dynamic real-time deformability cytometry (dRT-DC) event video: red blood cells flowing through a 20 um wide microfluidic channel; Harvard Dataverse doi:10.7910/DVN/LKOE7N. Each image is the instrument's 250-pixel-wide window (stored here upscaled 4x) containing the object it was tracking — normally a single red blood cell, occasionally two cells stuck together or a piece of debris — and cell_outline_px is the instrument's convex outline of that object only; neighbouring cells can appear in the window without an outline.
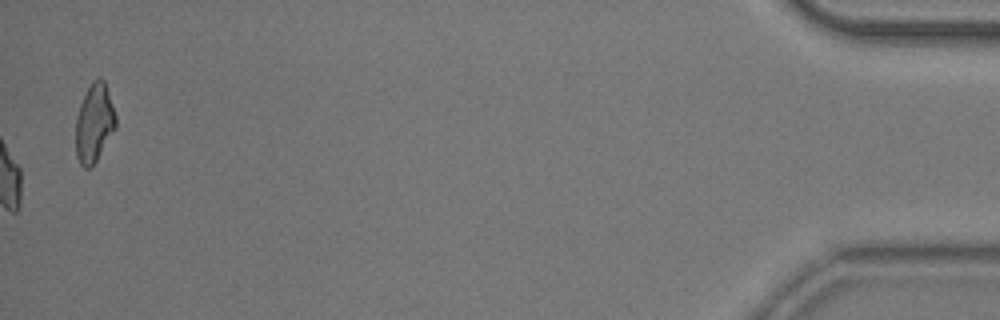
{"species": "common noctule bat (a hibernating species)", "species_latin": "Nyctalus noctula", "temperature_condition": "room temperature", "stored_images_in_passage": 55, "camera_frame_rate_fps": 3000, "um_per_image_px": 0.085, "animal": {"sex": "male", "body_mass_g": 20.5, "forearm_length_mm": 52.5}, "frame": {"image": 1, "passage_image": 55, "time_ms": 18.0, "image_size_px": [1000, 320], "cell_outline_px": [[116, 128], [92, 168], [84, 168], [80, 164], [76, 156], [76, 116], [80, 104], [92, 80], [100, 76], [104, 80], [116, 116]], "centroid_in_image_um": [8.01, 10.48], "position_along_channel_um": 427.2, "area_um2": 18.38}, "authors_computed_cell_mechanics": {"area_um2": 18.2648, "velocity_mm_per_s": 3.778, "shape_relaxation_time_tau1_ms": 7.2253, "shape_relaxation_time_tau2_ms": 1.9553, "deformation_change_tau1": 0.1599, "deformation_change_tau2": 0.0793}}